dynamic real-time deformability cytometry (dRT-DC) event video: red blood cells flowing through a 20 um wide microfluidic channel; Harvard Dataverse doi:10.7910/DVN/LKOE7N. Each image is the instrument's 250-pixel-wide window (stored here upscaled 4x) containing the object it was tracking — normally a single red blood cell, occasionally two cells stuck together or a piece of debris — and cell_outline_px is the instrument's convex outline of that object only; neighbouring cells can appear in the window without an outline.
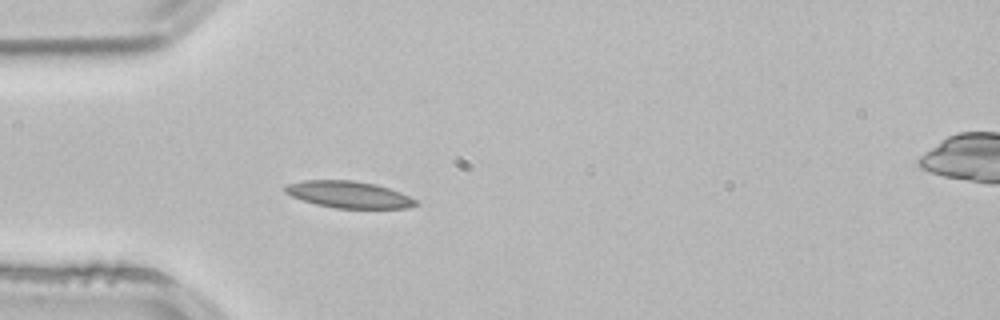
{"species": "common noctule bat (a hibernating species)", "species_latin": "Nyctalus noctula", "temperature_condition": "room temperature", "stored_images_in_passage": 4, "camera_frame_rate_fps": 3000, "um_per_image_px": 0.085, "animal": {"sex": "male", "body_mass_g": 21.5, "forearm_length_mm": 52.0}, "frame": {"image": 1, "passage_image": 3, "time_ms": 0.667, "image_size_px": [1000, 320], "cell_outline_px": [[420, 204], [408, 208], [336, 208], [316, 204], [292, 196], [284, 192], [284, 188], [288, 184], [304, 180], [352, 180], [376, 184], [400, 192], [416, 200]], "centroid_in_image_um": [29.66, 16.53], "position_along_channel_um": 55.3, "area_um2": 20.23}}